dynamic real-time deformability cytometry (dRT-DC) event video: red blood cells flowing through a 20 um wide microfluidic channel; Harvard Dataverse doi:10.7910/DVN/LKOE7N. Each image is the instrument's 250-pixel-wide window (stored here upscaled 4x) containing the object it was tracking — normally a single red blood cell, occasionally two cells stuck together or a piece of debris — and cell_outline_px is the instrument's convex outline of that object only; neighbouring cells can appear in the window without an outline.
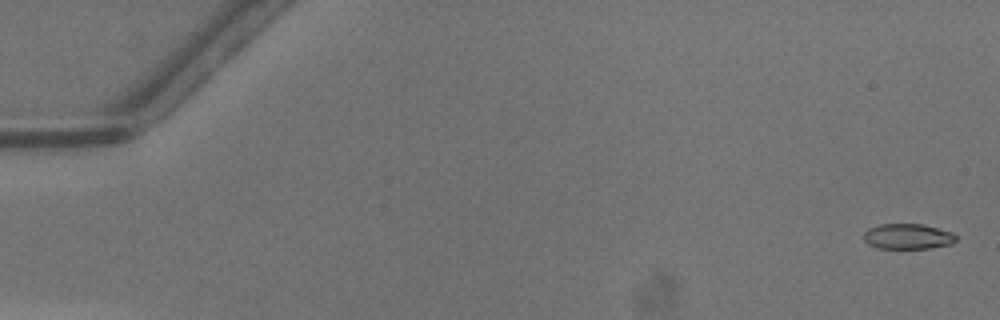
{"species": "common noctule bat (a hibernating species)", "species_latin": "Nyctalus noctula", "temperature_condition": "warm", "stored_images_in_passage": 50, "camera_frame_rate_fps": 3000, "um_per_image_px": 0.085, "animal": {"sex": "male", "body_mass_g": 13.3}, "frame": {"image": 1, "passage_image": 2, "time_ms": 0.333, "image_size_px": [1000, 320], "cell_outline_px": [[956, 240], [952, 244], [932, 248], [876, 248], [868, 244], [864, 240], [864, 232], [868, 228], [880, 224], [924, 224], [952, 232], [956, 236]], "centroid_in_image_um": [77.16, 20.09], "position_along_channel_um": 7.8, "area_um2": 13.76}}
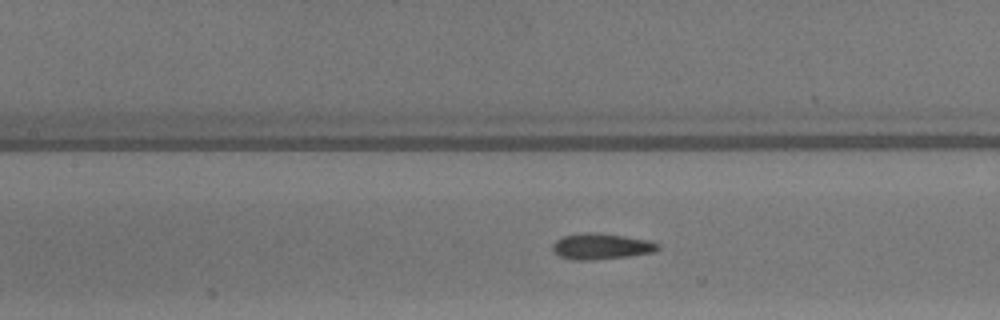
{"frame": {"image": 2, "passage_image": 24, "time_ms": 7.667, "image_size_px": [1000, 320], "cell_outline_px": [[660, 248], [652, 252], [628, 256], [592, 260], [576, 260], [560, 256], [552, 248], [552, 244], [560, 236], [580, 232], [596, 232], [624, 236], [648, 240], [660, 244]], "centroid_in_image_um": [51.08, 20.92], "position_along_channel_um": 156.3, "area_um2": 15.95}}
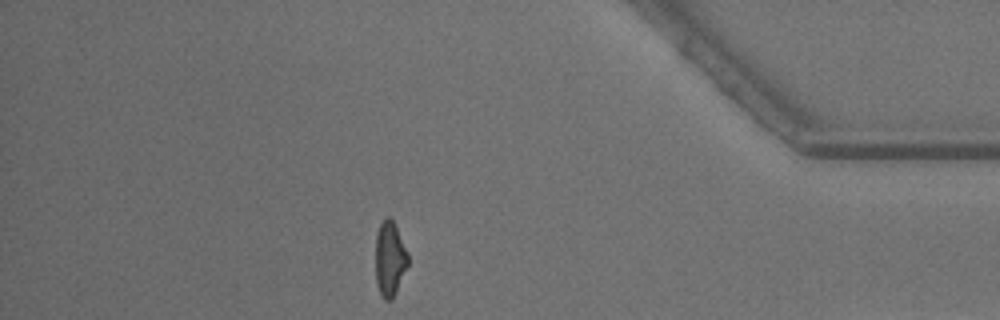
{"frame": {"image": 3, "passage_image": 44, "time_ms": 14.333, "image_size_px": [1000, 320], "cell_outline_px": [[408, 264], [396, 292], [392, 300], [384, 300], [376, 284], [376, 236], [380, 224], [384, 216], [388, 216], [392, 220], [408, 252]], "centroid_in_image_um": [33.13, 22.0], "position_along_channel_um": 402.1, "area_um2": 14.05}, "authors_computed_cell_mechanics": {"area_um2": 15.2014, "velocity_mm_per_s": 4.2594, "shape_relaxation_time_tau1_ms": 8.5859, "shape_relaxation_time_tau2_ms": 2.2215, "deformation_change_tau1": 0.2044, "deformation_change_tau2": 0.0965}}